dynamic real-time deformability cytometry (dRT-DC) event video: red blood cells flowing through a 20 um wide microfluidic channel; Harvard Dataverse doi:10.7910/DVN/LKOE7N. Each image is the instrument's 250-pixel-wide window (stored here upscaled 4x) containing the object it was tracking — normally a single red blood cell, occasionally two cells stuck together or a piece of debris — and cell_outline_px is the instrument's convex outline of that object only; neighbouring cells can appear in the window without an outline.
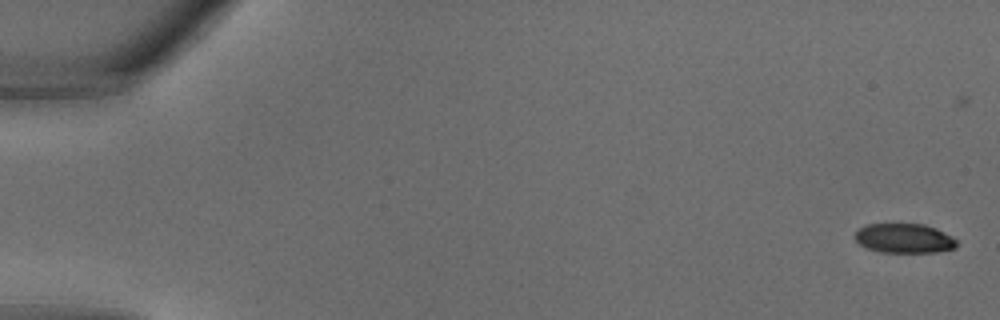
{"species": "common noctule bat (a hibernating species)", "species_latin": "Nyctalus noctula", "temperature_condition": "warm", "stored_images_in_passage": 34, "camera_frame_rate_fps": 3000, "um_per_image_px": 0.085, "animal": {"sex": "male", "body_mass_g": 18.8}, "frame": {"image": 1, "passage_image": 1, "time_ms": 0.0, "image_size_px": [1000, 320], "cell_outline_px": [[956, 248], [936, 252], [880, 252], [868, 248], [860, 244], [852, 236], [860, 228], [868, 224], [924, 224], [936, 228], [952, 236], [956, 240]], "centroid_in_image_um": [76.86, 20.25], "position_along_channel_um": 8.1, "area_um2": 17.46}}
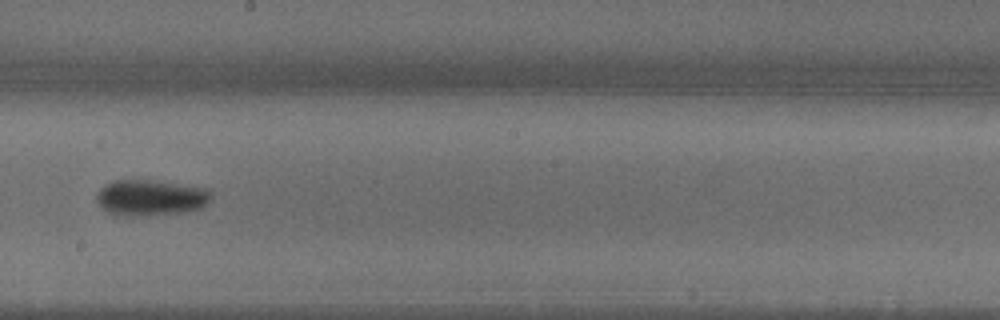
{"frame": {"image": 2, "passage_image": 20, "time_ms": 6.333, "image_size_px": [1000, 320], "cell_outline_px": [[212, 196], [200, 208], [184, 212], [128, 216], [112, 216], [100, 208], [96, 200], [96, 196], [100, 188], [116, 180], [148, 180], [204, 188]], "centroid_in_image_um": [12.69, 16.82], "position_along_channel_um": 235.5, "area_um2": 23.64}}
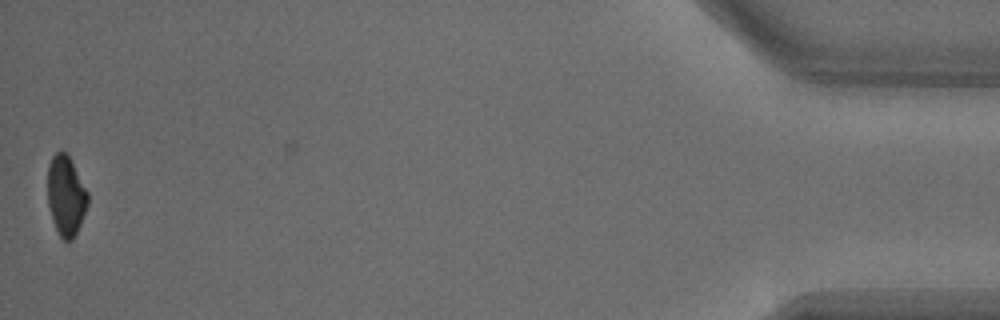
{"frame": {"image": 3, "passage_image": 34, "time_ms": 11.0, "image_size_px": [1000, 320], "cell_outline_px": [[88, 204], [80, 224], [72, 240], [68, 244], [56, 232], [52, 220], [48, 204], [48, 164], [52, 156], [56, 152], [68, 152], [88, 192]], "centroid_in_image_um": [5.6, 16.63], "position_along_channel_um": 429.6, "area_um2": 18.96}}